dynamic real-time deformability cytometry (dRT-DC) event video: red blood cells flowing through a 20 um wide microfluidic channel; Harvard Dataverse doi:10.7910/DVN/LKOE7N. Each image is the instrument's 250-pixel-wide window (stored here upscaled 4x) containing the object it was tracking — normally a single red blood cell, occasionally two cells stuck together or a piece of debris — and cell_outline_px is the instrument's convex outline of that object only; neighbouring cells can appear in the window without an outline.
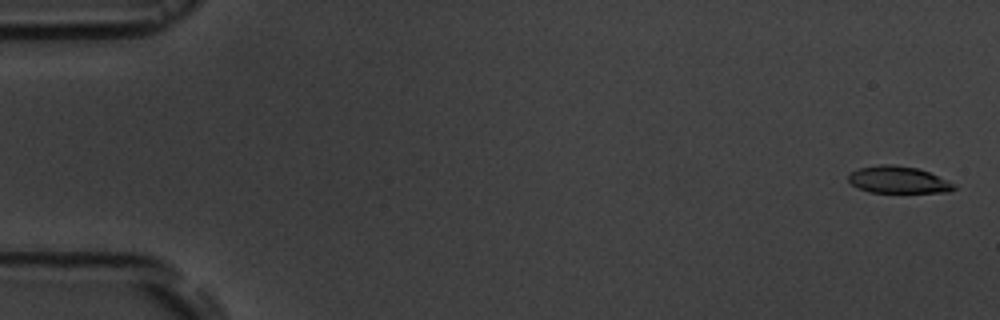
{"species": "common noctule bat (a hibernating species)", "species_latin": "Nyctalus noctula", "temperature_condition": "room temperature", "stored_images_in_passage": 6, "camera_frame_rate_fps": 3000, "um_per_image_px": 0.085, "animal": {"sex": "male", "body_mass_g": 19.5, "forearm_length_mm": 54.6}, "frame": {"image": 1, "passage_image": 1, "time_ms": 0.0, "image_size_px": [1000, 320], "cell_outline_px": [[956, 188], [948, 192], [868, 192], [852, 184], [848, 180], [848, 176], [852, 172], [860, 168], [880, 164], [892, 164], [916, 168], [928, 172], [952, 184]], "centroid_in_image_um": [76.29, 15.28], "position_along_channel_um": 8.7, "area_um2": 16.13}}
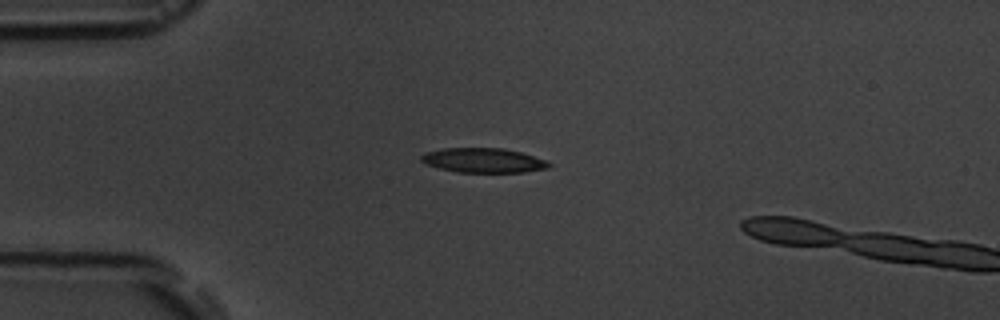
{"frame": {"image": 2, "passage_image": 5, "time_ms": 4.333, "image_size_px": [1000, 320], "cell_outline_px": [[552, 164], [548, 168], [524, 172], [456, 172], [424, 164], [420, 160], [420, 156], [428, 152], [444, 148], [504, 148], [520, 152], [544, 160]], "centroid_in_image_um": [41.06, 13.63], "position_along_channel_um": 43.9, "area_um2": 18.15}}